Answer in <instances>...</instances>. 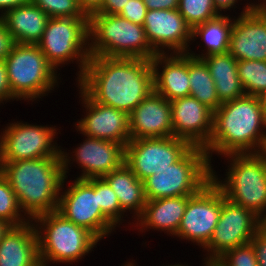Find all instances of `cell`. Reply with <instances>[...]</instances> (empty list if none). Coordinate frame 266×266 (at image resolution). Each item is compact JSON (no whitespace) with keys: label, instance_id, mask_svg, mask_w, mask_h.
<instances>
[{"label":"cell","instance_id":"cell-21","mask_svg":"<svg viewBox=\"0 0 266 266\" xmlns=\"http://www.w3.org/2000/svg\"><path fill=\"white\" fill-rule=\"evenodd\" d=\"M151 64L155 93L170 102L190 95L188 53L157 54Z\"/></svg>","mask_w":266,"mask_h":266},{"label":"cell","instance_id":"cell-10","mask_svg":"<svg viewBox=\"0 0 266 266\" xmlns=\"http://www.w3.org/2000/svg\"><path fill=\"white\" fill-rule=\"evenodd\" d=\"M64 178L57 211L77 226L91 232L99 241L113 233L116 225L98 205V178L74 179L64 190ZM104 237V238H103Z\"/></svg>","mask_w":266,"mask_h":266},{"label":"cell","instance_id":"cell-46","mask_svg":"<svg viewBox=\"0 0 266 266\" xmlns=\"http://www.w3.org/2000/svg\"><path fill=\"white\" fill-rule=\"evenodd\" d=\"M266 25V9H252Z\"/></svg>","mask_w":266,"mask_h":266},{"label":"cell","instance_id":"cell-50","mask_svg":"<svg viewBox=\"0 0 266 266\" xmlns=\"http://www.w3.org/2000/svg\"><path fill=\"white\" fill-rule=\"evenodd\" d=\"M122 266H136L132 261L131 262H125Z\"/></svg>","mask_w":266,"mask_h":266},{"label":"cell","instance_id":"cell-2","mask_svg":"<svg viewBox=\"0 0 266 266\" xmlns=\"http://www.w3.org/2000/svg\"><path fill=\"white\" fill-rule=\"evenodd\" d=\"M265 140L263 98L245 94L223 102L214 111L212 136L203 149L211 164L214 153L222 157L228 154L261 153Z\"/></svg>","mask_w":266,"mask_h":266},{"label":"cell","instance_id":"cell-15","mask_svg":"<svg viewBox=\"0 0 266 266\" xmlns=\"http://www.w3.org/2000/svg\"><path fill=\"white\" fill-rule=\"evenodd\" d=\"M84 142L72 151V155L61 149L64 177L68 178L69 166L73 161L82 169L77 179L103 178L119 168L125 160V147L117 142L85 136ZM71 157H70V156ZM75 156V157H74ZM74 157V158H73ZM72 159V160H71ZM72 161V162H71ZM71 162V163H70Z\"/></svg>","mask_w":266,"mask_h":266},{"label":"cell","instance_id":"cell-11","mask_svg":"<svg viewBox=\"0 0 266 266\" xmlns=\"http://www.w3.org/2000/svg\"><path fill=\"white\" fill-rule=\"evenodd\" d=\"M55 127L22 121L7 124L0 134V161L61 157V146L54 141Z\"/></svg>","mask_w":266,"mask_h":266},{"label":"cell","instance_id":"cell-20","mask_svg":"<svg viewBox=\"0 0 266 266\" xmlns=\"http://www.w3.org/2000/svg\"><path fill=\"white\" fill-rule=\"evenodd\" d=\"M131 139L172 137L171 102L154 91L129 114Z\"/></svg>","mask_w":266,"mask_h":266},{"label":"cell","instance_id":"cell-37","mask_svg":"<svg viewBox=\"0 0 266 266\" xmlns=\"http://www.w3.org/2000/svg\"><path fill=\"white\" fill-rule=\"evenodd\" d=\"M250 243L255 251L258 266H266V239L255 233Z\"/></svg>","mask_w":266,"mask_h":266},{"label":"cell","instance_id":"cell-45","mask_svg":"<svg viewBox=\"0 0 266 266\" xmlns=\"http://www.w3.org/2000/svg\"><path fill=\"white\" fill-rule=\"evenodd\" d=\"M11 227H12L11 224L0 219V241H1L2 237L9 231V229Z\"/></svg>","mask_w":266,"mask_h":266},{"label":"cell","instance_id":"cell-17","mask_svg":"<svg viewBox=\"0 0 266 266\" xmlns=\"http://www.w3.org/2000/svg\"><path fill=\"white\" fill-rule=\"evenodd\" d=\"M78 88L86 115L77 121L75 125L77 132L83 136L117 142L125 147L131 140L129 115L93 101L79 86Z\"/></svg>","mask_w":266,"mask_h":266},{"label":"cell","instance_id":"cell-39","mask_svg":"<svg viewBox=\"0 0 266 266\" xmlns=\"http://www.w3.org/2000/svg\"><path fill=\"white\" fill-rule=\"evenodd\" d=\"M147 10L178 9L179 0H142Z\"/></svg>","mask_w":266,"mask_h":266},{"label":"cell","instance_id":"cell-34","mask_svg":"<svg viewBox=\"0 0 266 266\" xmlns=\"http://www.w3.org/2000/svg\"><path fill=\"white\" fill-rule=\"evenodd\" d=\"M213 266H258L255 251L249 242L225 251Z\"/></svg>","mask_w":266,"mask_h":266},{"label":"cell","instance_id":"cell-14","mask_svg":"<svg viewBox=\"0 0 266 266\" xmlns=\"http://www.w3.org/2000/svg\"><path fill=\"white\" fill-rule=\"evenodd\" d=\"M257 225L258 216L253 211L231 202L222 193L220 217L210 241L202 248L207 251L203 261L212 264L225 251L249 243L257 233Z\"/></svg>","mask_w":266,"mask_h":266},{"label":"cell","instance_id":"cell-27","mask_svg":"<svg viewBox=\"0 0 266 266\" xmlns=\"http://www.w3.org/2000/svg\"><path fill=\"white\" fill-rule=\"evenodd\" d=\"M220 15L213 20L196 25L192 29V41L197 37L201 39L206 48L205 53L197 54L189 50L192 57L202 58L211 54L226 53L229 50L230 35L232 31L233 18L230 15Z\"/></svg>","mask_w":266,"mask_h":266},{"label":"cell","instance_id":"cell-6","mask_svg":"<svg viewBox=\"0 0 266 266\" xmlns=\"http://www.w3.org/2000/svg\"><path fill=\"white\" fill-rule=\"evenodd\" d=\"M226 178H218L211 167V179L231 202L253 211L266 213V159L261 153L225 155ZM230 161V162H229Z\"/></svg>","mask_w":266,"mask_h":266},{"label":"cell","instance_id":"cell-4","mask_svg":"<svg viewBox=\"0 0 266 266\" xmlns=\"http://www.w3.org/2000/svg\"><path fill=\"white\" fill-rule=\"evenodd\" d=\"M33 222L41 266H50L51 262L71 265L93 251L99 242L91 232L69 221L57 210L38 216Z\"/></svg>","mask_w":266,"mask_h":266},{"label":"cell","instance_id":"cell-33","mask_svg":"<svg viewBox=\"0 0 266 266\" xmlns=\"http://www.w3.org/2000/svg\"><path fill=\"white\" fill-rule=\"evenodd\" d=\"M50 18H89L79 7L77 0H30Z\"/></svg>","mask_w":266,"mask_h":266},{"label":"cell","instance_id":"cell-16","mask_svg":"<svg viewBox=\"0 0 266 266\" xmlns=\"http://www.w3.org/2000/svg\"><path fill=\"white\" fill-rule=\"evenodd\" d=\"M143 27L157 54L188 53L191 48L192 29L178 9L147 10Z\"/></svg>","mask_w":266,"mask_h":266},{"label":"cell","instance_id":"cell-40","mask_svg":"<svg viewBox=\"0 0 266 266\" xmlns=\"http://www.w3.org/2000/svg\"><path fill=\"white\" fill-rule=\"evenodd\" d=\"M129 0H103L102 9L98 13L118 15Z\"/></svg>","mask_w":266,"mask_h":266},{"label":"cell","instance_id":"cell-18","mask_svg":"<svg viewBox=\"0 0 266 266\" xmlns=\"http://www.w3.org/2000/svg\"><path fill=\"white\" fill-rule=\"evenodd\" d=\"M173 136L204 148L212 136L214 112L191 95L171 101Z\"/></svg>","mask_w":266,"mask_h":266},{"label":"cell","instance_id":"cell-22","mask_svg":"<svg viewBox=\"0 0 266 266\" xmlns=\"http://www.w3.org/2000/svg\"><path fill=\"white\" fill-rule=\"evenodd\" d=\"M0 266H41L33 221L12 226L0 241Z\"/></svg>","mask_w":266,"mask_h":266},{"label":"cell","instance_id":"cell-12","mask_svg":"<svg viewBox=\"0 0 266 266\" xmlns=\"http://www.w3.org/2000/svg\"><path fill=\"white\" fill-rule=\"evenodd\" d=\"M192 145L177 137L131 139L124 163L140 181L176 163Z\"/></svg>","mask_w":266,"mask_h":266},{"label":"cell","instance_id":"cell-8","mask_svg":"<svg viewBox=\"0 0 266 266\" xmlns=\"http://www.w3.org/2000/svg\"><path fill=\"white\" fill-rule=\"evenodd\" d=\"M211 165L206 151L192 146L176 163L143 181L146 200L196 194L211 180Z\"/></svg>","mask_w":266,"mask_h":266},{"label":"cell","instance_id":"cell-44","mask_svg":"<svg viewBox=\"0 0 266 266\" xmlns=\"http://www.w3.org/2000/svg\"><path fill=\"white\" fill-rule=\"evenodd\" d=\"M257 233L266 239V213L258 216Z\"/></svg>","mask_w":266,"mask_h":266},{"label":"cell","instance_id":"cell-25","mask_svg":"<svg viewBox=\"0 0 266 266\" xmlns=\"http://www.w3.org/2000/svg\"><path fill=\"white\" fill-rule=\"evenodd\" d=\"M103 179L114 190L121 209L126 214L131 211L132 217L137 219L147 202L143 181H140L125 163L106 174Z\"/></svg>","mask_w":266,"mask_h":266},{"label":"cell","instance_id":"cell-47","mask_svg":"<svg viewBox=\"0 0 266 266\" xmlns=\"http://www.w3.org/2000/svg\"><path fill=\"white\" fill-rule=\"evenodd\" d=\"M251 9H266V0H260V1L258 0V3H255V2L252 3Z\"/></svg>","mask_w":266,"mask_h":266},{"label":"cell","instance_id":"cell-36","mask_svg":"<svg viewBox=\"0 0 266 266\" xmlns=\"http://www.w3.org/2000/svg\"><path fill=\"white\" fill-rule=\"evenodd\" d=\"M15 100L11 95V90L9 87L7 68L4 60H0V105L1 103L8 102L10 100ZM8 100V101H7Z\"/></svg>","mask_w":266,"mask_h":266},{"label":"cell","instance_id":"cell-29","mask_svg":"<svg viewBox=\"0 0 266 266\" xmlns=\"http://www.w3.org/2000/svg\"><path fill=\"white\" fill-rule=\"evenodd\" d=\"M237 73L246 95L261 98L266 95V61H238Z\"/></svg>","mask_w":266,"mask_h":266},{"label":"cell","instance_id":"cell-42","mask_svg":"<svg viewBox=\"0 0 266 266\" xmlns=\"http://www.w3.org/2000/svg\"><path fill=\"white\" fill-rule=\"evenodd\" d=\"M28 2H30V0H0V16H2L7 10L24 5Z\"/></svg>","mask_w":266,"mask_h":266},{"label":"cell","instance_id":"cell-28","mask_svg":"<svg viewBox=\"0 0 266 266\" xmlns=\"http://www.w3.org/2000/svg\"><path fill=\"white\" fill-rule=\"evenodd\" d=\"M190 95L213 112L222 104L217 95L214 80L202 58L189 55Z\"/></svg>","mask_w":266,"mask_h":266},{"label":"cell","instance_id":"cell-23","mask_svg":"<svg viewBox=\"0 0 266 266\" xmlns=\"http://www.w3.org/2000/svg\"><path fill=\"white\" fill-rule=\"evenodd\" d=\"M188 202V196H176L155 200H147L142 214L134 220V227L139 231L147 229L164 231L175 236L181 224L182 217Z\"/></svg>","mask_w":266,"mask_h":266},{"label":"cell","instance_id":"cell-41","mask_svg":"<svg viewBox=\"0 0 266 266\" xmlns=\"http://www.w3.org/2000/svg\"><path fill=\"white\" fill-rule=\"evenodd\" d=\"M83 13L90 17L102 9L103 0H77Z\"/></svg>","mask_w":266,"mask_h":266},{"label":"cell","instance_id":"cell-30","mask_svg":"<svg viewBox=\"0 0 266 266\" xmlns=\"http://www.w3.org/2000/svg\"><path fill=\"white\" fill-rule=\"evenodd\" d=\"M21 212L23 213L15 192L0 172V219L12 226H20L30 221Z\"/></svg>","mask_w":266,"mask_h":266},{"label":"cell","instance_id":"cell-26","mask_svg":"<svg viewBox=\"0 0 266 266\" xmlns=\"http://www.w3.org/2000/svg\"><path fill=\"white\" fill-rule=\"evenodd\" d=\"M202 59L209 68L221 103L245 95L237 73L238 61L229 52L211 54Z\"/></svg>","mask_w":266,"mask_h":266},{"label":"cell","instance_id":"cell-9","mask_svg":"<svg viewBox=\"0 0 266 266\" xmlns=\"http://www.w3.org/2000/svg\"><path fill=\"white\" fill-rule=\"evenodd\" d=\"M37 45L56 72L59 66L76 60L78 81L90 58L89 18H49Z\"/></svg>","mask_w":266,"mask_h":266},{"label":"cell","instance_id":"cell-5","mask_svg":"<svg viewBox=\"0 0 266 266\" xmlns=\"http://www.w3.org/2000/svg\"><path fill=\"white\" fill-rule=\"evenodd\" d=\"M90 57H122L151 60L157 53L147 40L144 27L115 14L89 17Z\"/></svg>","mask_w":266,"mask_h":266},{"label":"cell","instance_id":"cell-48","mask_svg":"<svg viewBox=\"0 0 266 266\" xmlns=\"http://www.w3.org/2000/svg\"><path fill=\"white\" fill-rule=\"evenodd\" d=\"M203 265L204 266H210L211 265V263L209 262V261H205L204 263H203ZM167 266V265H166ZM168 266H189V265H186V264H184V265H182V264H174V265H168Z\"/></svg>","mask_w":266,"mask_h":266},{"label":"cell","instance_id":"cell-1","mask_svg":"<svg viewBox=\"0 0 266 266\" xmlns=\"http://www.w3.org/2000/svg\"><path fill=\"white\" fill-rule=\"evenodd\" d=\"M78 86L93 101L129 115L154 91L151 60L90 57Z\"/></svg>","mask_w":266,"mask_h":266},{"label":"cell","instance_id":"cell-49","mask_svg":"<svg viewBox=\"0 0 266 266\" xmlns=\"http://www.w3.org/2000/svg\"><path fill=\"white\" fill-rule=\"evenodd\" d=\"M261 154L265 157L266 159V140H265V143H264V146H263V149L261 151Z\"/></svg>","mask_w":266,"mask_h":266},{"label":"cell","instance_id":"cell-13","mask_svg":"<svg viewBox=\"0 0 266 266\" xmlns=\"http://www.w3.org/2000/svg\"><path fill=\"white\" fill-rule=\"evenodd\" d=\"M221 207L222 191L211 179L196 194L188 196L184 215L175 236L203 248L215 230Z\"/></svg>","mask_w":266,"mask_h":266},{"label":"cell","instance_id":"cell-24","mask_svg":"<svg viewBox=\"0 0 266 266\" xmlns=\"http://www.w3.org/2000/svg\"><path fill=\"white\" fill-rule=\"evenodd\" d=\"M1 18L14 43L37 44L50 17L42 9L28 2L7 10Z\"/></svg>","mask_w":266,"mask_h":266},{"label":"cell","instance_id":"cell-31","mask_svg":"<svg viewBox=\"0 0 266 266\" xmlns=\"http://www.w3.org/2000/svg\"><path fill=\"white\" fill-rule=\"evenodd\" d=\"M178 10L191 29L221 15L213 0H179Z\"/></svg>","mask_w":266,"mask_h":266},{"label":"cell","instance_id":"cell-3","mask_svg":"<svg viewBox=\"0 0 266 266\" xmlns=\"http://www.w3.org/2000/svg\"><path fill=\"white\" fill-rule=\"evenodd\" d=\"M0 172L8 180L23 214L30 221L58 209L65 178L61 157L0 161Z\"/></svg>","mask_w":266,"mask_h":266},{"label":"cell","instance_id":"cell-7","mask_svg":"<svg viewBox=\"0 0 266 266\" xmlns=\"http://www.w3.org/2000/svg\"><path fill=\"white\" fill-rule=\"evenodd\" d=\"M4 61L11 95L17 101H37L58 87L60 73L48 63L37 44L14 43Z\"/></svg>","mask_w":266,"mask_h":266},{"label":"cell","instance_id":"cell-19","mask_svg":"<svg viewBox=\"0 0 266 266\" xmlns=\"http://www.w3.org/2000/svg\"><path fill=\"white\" fill-rule=\"evenodd\" d=\"M234 16L228 52L237 60L266 61V25L251 9L252 2Z\"/></svg>","mask_w":266,"mask_h":266},{"label":"cell","instance_id":"cell-35","mask_svg":"<svg viewBox=\"0 0 266 266\" xmlns=\"http://www.w3.org/2000/svg\"><path fill=\"white\" fill-rule=\"evenodd\" d=\"M146 12L147 8L142 0H129L118 15L130 22L143 26Z\"/></svg>","mask_w":266,"mask_h":266},{"label":"cell","instance_id":"cell-43","mask_svg":"<svg viewBox=\"0 0 266 266\" xmlns=\"http://www.w3.org/2000/svg\"><path fill=\"white\" fill-rule=\"evenodd\" d=\"M238 3V0H213V4L216 8V10L222 15L223 11L227 12V10H230L235 4Z\"/></svg>","mask_w":266,"mask_h":266},{"label":"cell","instance_id":"cell-38","mask_svg":"<svg viewBox=\"0 0 266 266\" xmlns=\"http://www.w3.org/2000/svg\"><path fill=\"white\" fill-rule=\"evenodd\" d=\"M13 45L14 41L0 16V60H4L8 56Z\"/></svg>","mask_w":266,"mask_h":266},{"label":"cell","instance_id":"cell-51","mask_svg":"<svg viewBox=\"0 0 266 266\" xmlns=\"http://www.w3.org/2000/svg\"><path fill=\"white\" fill-rule=\"evenodd\" d=\"M264 106H265V115H266V95L263 97Z\"/></svg>","mask_w":266,"mask_h":266},{"label":"cell","instance_id":"cell-32","mask_svg":"<svg viewBox=\"0 0 266 266\" xmlns=\"http://www.w3.org/2000/svg\"><path fill=\"white\" fill-rule=\"evenodd\" d=\"M98 205L101 211L117 226L124 221L125 212L121 209L114 190L103 179L98 178Z\"/></svg>","mask_w":266,"mask_h":266}]
</instances>
